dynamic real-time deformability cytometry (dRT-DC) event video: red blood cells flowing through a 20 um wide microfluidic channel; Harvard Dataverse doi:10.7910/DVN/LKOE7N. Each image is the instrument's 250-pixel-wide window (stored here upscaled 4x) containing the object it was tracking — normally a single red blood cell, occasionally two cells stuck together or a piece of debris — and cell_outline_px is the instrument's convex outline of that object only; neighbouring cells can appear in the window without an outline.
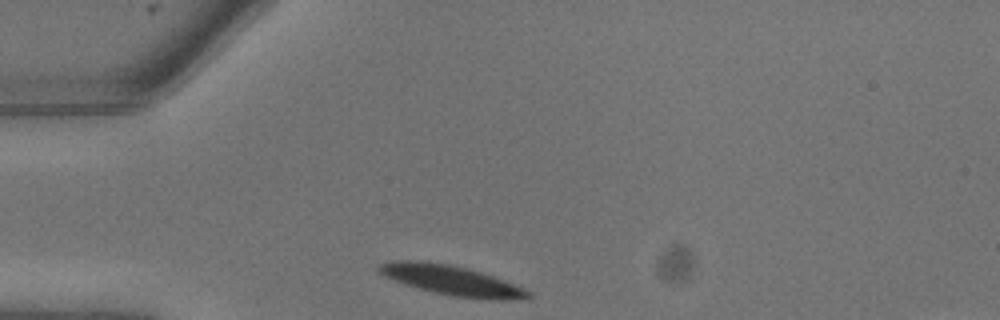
{"species": "common noctule bat (a hibernating species)", "species_latin": "Nyctalus noctula", "temperature_condition": "warm", "stored_images_in_passage": 2, "camera_frame_rate_fps": 3000, "um_per_image_px": 0.085, "animal": {"sex": "male", "body_mass_g": 13.3}, "frame": {"image": 1, "passage_image": 1, "time_ms": 0.0, "image_size_px": [1000, 320], "cell_outline_px": [[532, 296], [504, 300], [500, 300], [452, 296], [420, 288], [384, 276], [376, 268], [380, 264], [392, 260], [420, 260], [448, 264], [468, 268], [492, 276], [524, 288], [532, 292]], "centroid_in_image_um": [38.37, 23.8], "position_along_channel_um": 46.6, "area_um2": 25.32}}